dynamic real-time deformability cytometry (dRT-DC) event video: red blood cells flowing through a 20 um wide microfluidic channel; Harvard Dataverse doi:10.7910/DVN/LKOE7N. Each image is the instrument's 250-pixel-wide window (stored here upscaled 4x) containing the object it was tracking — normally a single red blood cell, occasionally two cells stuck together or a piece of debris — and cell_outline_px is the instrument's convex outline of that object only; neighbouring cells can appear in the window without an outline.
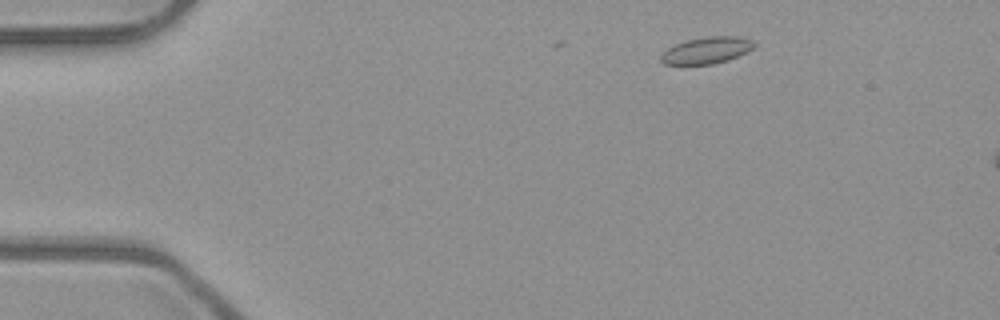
{"species": "common noctule bat (a hibernating species)", "species_latin": "Nyctalus noctula", "temperature_condition": "room temperature", "stored_images_in_passage": 5, "camera_frame_rate_fps": 3000, "um_per_image_px": 0.085, "animal": {"sex": "male", "body_mass_g": 23.1, "forearm_length_mm": 52.7}, "frame": {"image": 1, "passage_image": 2, "time_ms": 0.333, "image_size_px": [1000, 320], "cell_outline_px": [[756, 44], [748, 52], [728, 60], [712, 64], [664, 64], [660, 60], [660, 56], [668, 48], [684, 40], [708, 36], [736, 36], [752, 40]], "centroid_in_image_um": [60.07, 4.27], "position_along_channel_um": 24.9, "area_um2": 14.45}}